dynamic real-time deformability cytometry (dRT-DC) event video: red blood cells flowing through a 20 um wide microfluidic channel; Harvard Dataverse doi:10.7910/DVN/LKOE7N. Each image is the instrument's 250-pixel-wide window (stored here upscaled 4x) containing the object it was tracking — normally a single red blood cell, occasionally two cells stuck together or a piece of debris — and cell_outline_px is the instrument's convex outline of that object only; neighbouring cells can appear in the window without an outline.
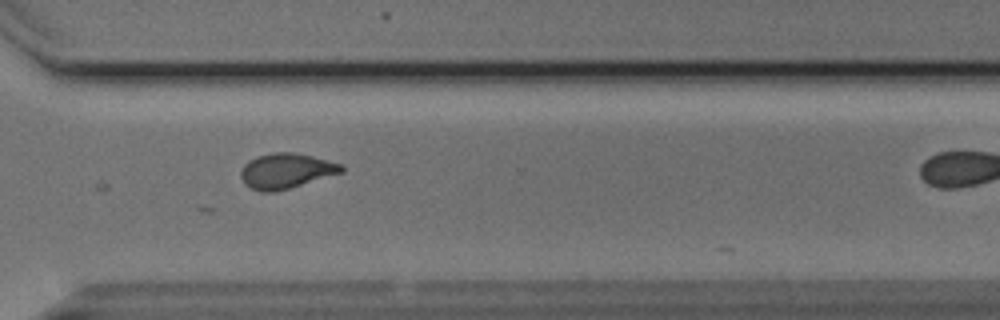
{"species": "Egyptian fruit bat (a non-hibernating species)", "species_latin": "Rousettus aegyptiacus", "temperature_condition": "cold", "stored_images_in_passage": 11, "camera_frame_rate_fps": 3000, "um_per_image_px": 0.085, "animal": {"sex": "male"}, "frame": {"image": 1, "passage_image": 9, "time_ms": 2.667, "image_size_px": [1000, 320], "cell_outline_px": [[344, 172], [288, 188], [272, 192], [260, 192], [244, 184], [240, 176], [240, 172], [244, 164], [248, 160], [256, 156], [272, 152], [296, 152], [344, 164]], "centroid_in_image_um": [24.31, 14.51], "position_along_channel_um": 346.3, "area_um2": 20.75}}